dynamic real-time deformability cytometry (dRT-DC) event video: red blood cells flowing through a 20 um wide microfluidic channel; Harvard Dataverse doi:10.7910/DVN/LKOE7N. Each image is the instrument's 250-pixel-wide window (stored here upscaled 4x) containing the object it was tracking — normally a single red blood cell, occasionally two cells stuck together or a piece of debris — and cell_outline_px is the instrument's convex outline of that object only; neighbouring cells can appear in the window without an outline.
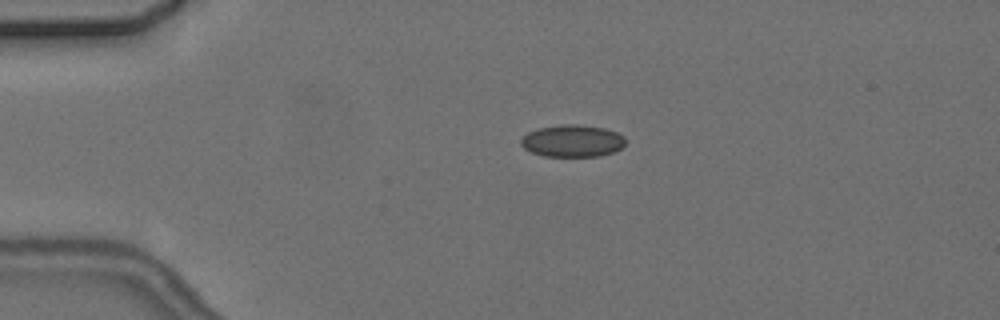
{"species": "common noctule bat (a hibernating species)", "species_latin": "Nyctalus noctula", "temperature_condition": "cold", "stored_images_in_passage": 2, "camera_frame_rate_fps": 3000, "um_per_image_px": 0.085, "animal": {"sex": "female", "body_mass_g": 24.6, "forearm_length_mm": 56.2}, "frame": {"image": 1, "passage_image": 1, "time_ms": 0.0, "image_size_px": [1000, 320], "cell_outline_px": [[624, 144], [620, 148], [612, 152], [600, 156], [544, 156], [532, 152], [524, 148], [520, 144], [520, 140], [528, 132], [540, 128], [560, 124], [576, 124], [604, 128], [616, 132], [624, 136]], "centroid_in_image_um": [48.64, 11.97], "position_along_channel_um": 36.4, "area_um2": 19.42}}